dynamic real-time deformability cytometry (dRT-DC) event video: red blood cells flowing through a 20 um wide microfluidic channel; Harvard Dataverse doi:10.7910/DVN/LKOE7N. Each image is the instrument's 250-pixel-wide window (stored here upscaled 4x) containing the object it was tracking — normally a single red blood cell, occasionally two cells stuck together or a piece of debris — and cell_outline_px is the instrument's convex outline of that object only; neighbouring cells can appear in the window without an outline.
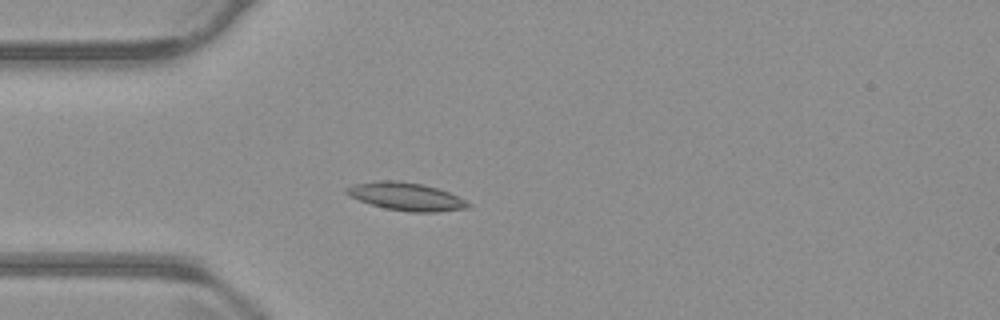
{"species": "common noctule bat (a hibernating species)", "species_latin": "Nyctalus noctula", "temperature_condition": "warm", "stored_images_in_passage": 41, "camera_frame_rate_fps": 3000, "um_per_image_px": 0.085, "animal": {"sex": "male", "body_mass_g": 23.1, "forearm_length_mm": 52.7}, "frame": {"image": 1, "passage_image": 1, "time_ms": 0.0, "image_size_px": [1000, 320], "cell_outline_px": [[472, 204], [468, 208], [440, 212], [412, 212], [384, 208], [348, 196], [344, 192], [344, 188], [356, 184], [380, 180], [396, 180], [424, 184], [448, 192]], "centroid_in_image_um": [34.51, 16.7], "position_along_channel_um": 50.5, "area_um2": 19.71}}
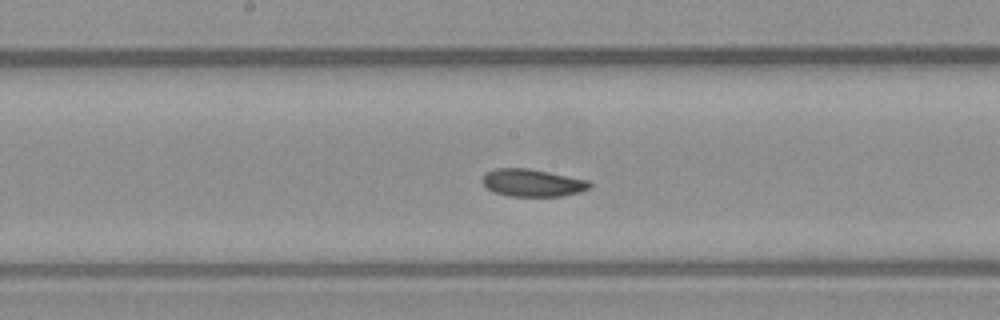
{"frame": {"image": 2, "passage_image": 14, "time_ms": 4.333, "image_size_px": [1000, 320], "cell_outline_px": [[592, 184], [588, 188], [580, 192], [564, 196], [508, 196], [492, 192], [480, 180], [484, 172], [496, 168], [528, 168], [588, 180]], "centroid_in_image_um": [45.2, 15.54], "position_along_channel_um": 203.0, "area_um2": 17.28}}
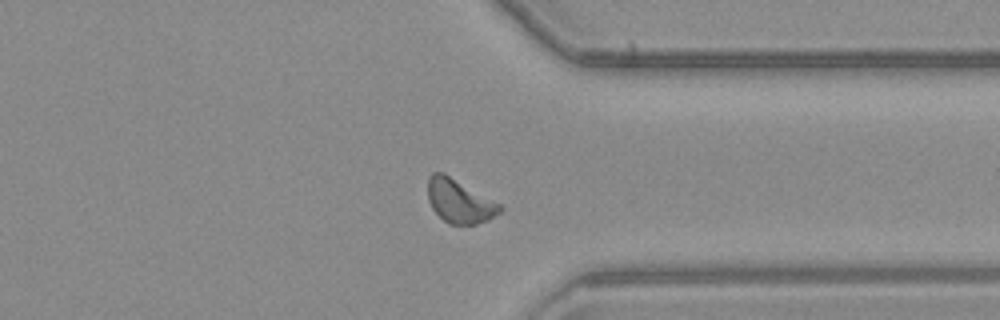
{"frame": {"image": 3, "passage_image": 28, "time_ms": 9.0, "image_size_px": [1000, 320], "cell_outline_px": [[504, 208], [500, 212], [488, 220], [476, 224], [448, 224], [432, 208], [428, 200], [428, 176], [432, 172], [444, 172], [500, 204]], "centroid_in_image_um": [39.04, 17.08], "position_along_channel_um": 372.4, "area_um2": 18.26}, "authors_computed_cell_mechanics": {"area_um2": 17.629, "velocity_mm_per_s": 3.7101, "shape_relaxation_time_tau1_ms": 6.3433, "shape_relaxation_time_tau2_ms": null, "deformation_change_tau1": 0.1322, "deformation_change_tau2": null}}